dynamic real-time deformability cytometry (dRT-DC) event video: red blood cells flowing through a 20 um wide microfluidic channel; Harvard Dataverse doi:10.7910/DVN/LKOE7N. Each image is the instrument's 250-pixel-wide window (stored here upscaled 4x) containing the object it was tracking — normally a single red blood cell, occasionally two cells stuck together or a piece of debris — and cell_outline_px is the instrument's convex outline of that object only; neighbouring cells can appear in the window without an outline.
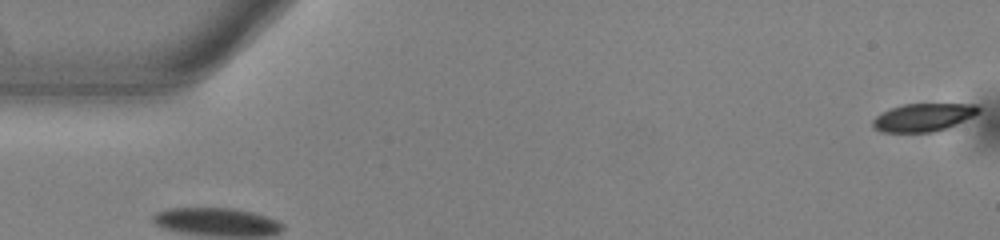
{"species": "common noctule bat (a hibernating species)", "species_latin": "Nyctalus noctula", "temperature_condition": "warm", "stored_images_in_passage": 39, "camera_frame_rate_fps": 3000, "um_per_image_px": 0.085, "animal": {"sex": "male", "body_mass_g": 13.0, "forearm_length_mm": 53.1}, "frame": {"image": 1, "passage_image": 1, "time_ms": 0.0, "image_size_px": [1000, 240], "cell_outline_px": [[980, 112], [948, 128], [932, 132], [880, 132], [872, 124], [872, 120], [876, 116], [892, 108], [904, 104], [976, 104], [980, 108]], "centroid_in_image_um": [78.49, 9.98], "position_along_channel_um": 6.5, "area_um2": 17.05}}
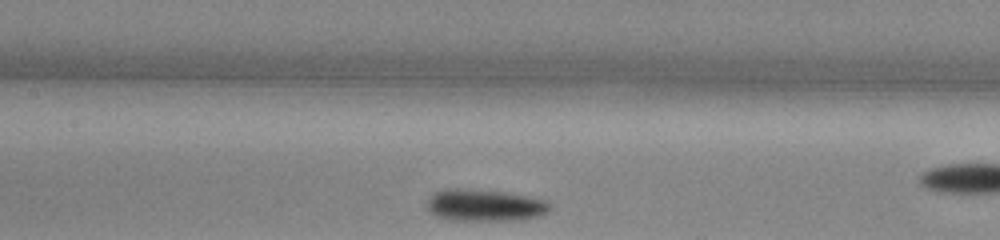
{"frame": {"image": 2, "passage_image": 22, "time_ms": 7.0, "image_size_px": [1000, 240], "cell_outline_px": [[548, 212], [540, 216], [524, 220], [448, 220], [436, 216], [424, 204], [436, 192], [444, 188], [468, 188], [504, 192], [528, 196], [544, 200], [548, 204]], "centroid_in_image_um": [41.17, 17.45], "position_along_channel_um": 166.2, "area_um2": 22.95}}
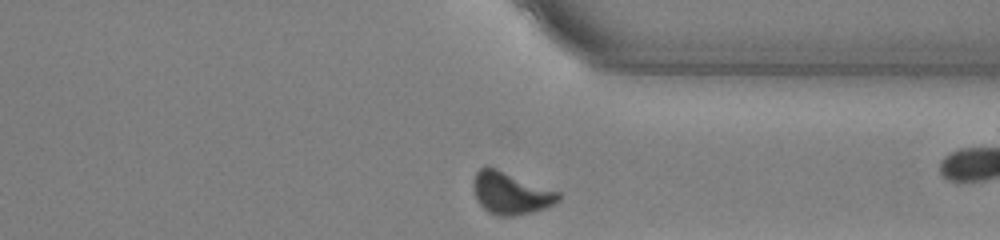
{"frame": {"image": 3, "passage_image": 38, "time_ms": 12.333, "image_size_px": [1000, 240], "cell_outline_px": [[560, 200], [544, 208], [532, 212], [512, 216], [496, 216], [488, 212], [476, 200], [472, 188], [472, 184], [476, 172], [480, 168], [488, 164], [560, 192]], "centroid_in_image_um": [43.37, 16.39], "position_along_channel_um": 368.0, "area_um2": 21.27}}